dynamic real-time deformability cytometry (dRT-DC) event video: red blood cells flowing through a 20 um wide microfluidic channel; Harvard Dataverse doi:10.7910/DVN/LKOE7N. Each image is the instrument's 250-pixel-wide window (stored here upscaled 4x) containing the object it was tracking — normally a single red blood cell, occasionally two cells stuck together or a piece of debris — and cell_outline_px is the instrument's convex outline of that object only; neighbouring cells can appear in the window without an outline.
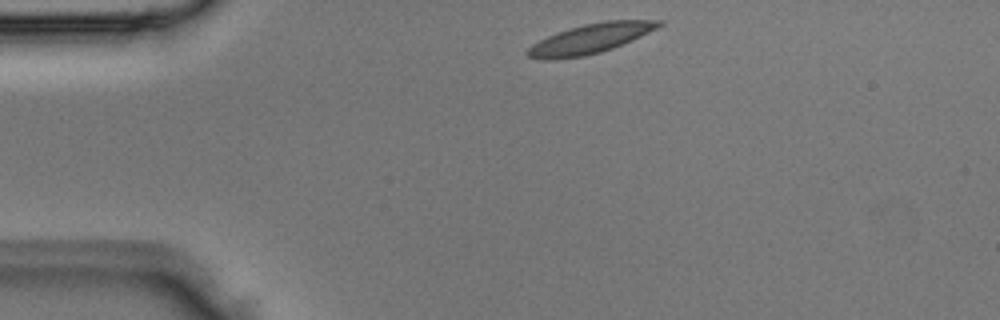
{"species": "Egyptian fruit bat (a non-hibernating species)", "species_latin": "Rousettus aegyptiacus", "temperature_condition": "room temperature", "stored_images_in_passage": 1, "camera_frame_rate_fps": 3000, "um_per_image_px": 0.085, "animal": {"sex": "male"}, "frame": {"image": 1, "passage_image": 1, "time_ms": 0.0, "image_size_px": [1000, 320], "cell_outline_px": [[664, 24], [632, 40], [612, 48], [600, 52], [584, 56], [556, 60], [544, 60], [528, 56], [524, 52], [532, 44], [556, 32], [584, 24], [604, 20], [664, 20]], "centroid_in_image_um": [50.15, 3.29], "position_along_channel_um": 34.9, "area_um2": 22.66}}